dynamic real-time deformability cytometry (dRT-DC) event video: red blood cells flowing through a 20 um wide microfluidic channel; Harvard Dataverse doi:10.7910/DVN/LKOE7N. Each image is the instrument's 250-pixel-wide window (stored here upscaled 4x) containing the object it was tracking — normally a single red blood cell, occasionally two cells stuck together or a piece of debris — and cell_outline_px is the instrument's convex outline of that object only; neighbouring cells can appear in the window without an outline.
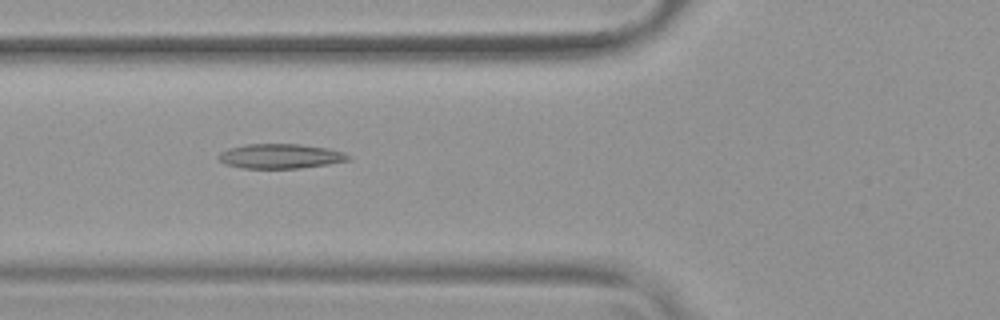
{"species": "common noctule bat (a hibernating species)", "species_latin": "Nyctalus noctula", "temperature_condition": "warm", "stored_images_in_passage": 33, "camera_frame_rate_fps": 3000, "um_per_image_px": 0.085, "animal": {"sex": "female", "body_mass_g": 19.9}, "frame": {"image": 1, "passage_image": 16, "time_ms": 5.0, "image_size_px": [1000, 320], "cell_outline_px": [[352, 160], [328, 164], [300, 168], [240, 168], [224, 164], [216, 156], [220, 152], [228, 148], [244, 144], [300, 144], [328, 148], [344, 152], [352, 156]], "centroid_in_image_um": [23.84, 13.27], "position_along_channel_um": 102.0, "area_um2": 18.9}}
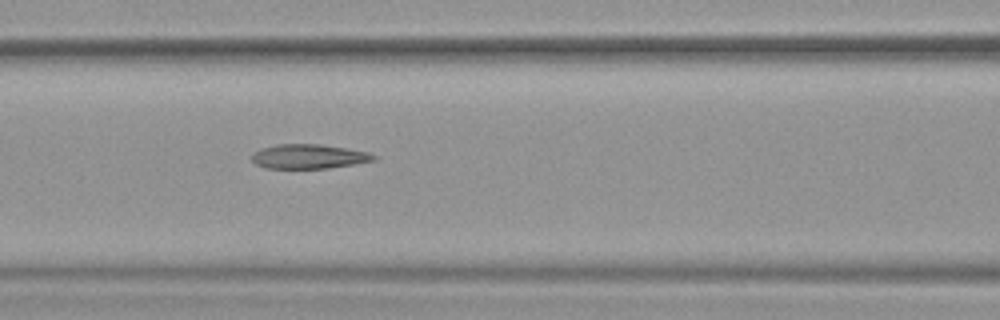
{"frame": {"image": 2, "passage_image": 19, "time_ms": 6.0, "image_size_px": [1000, 320], "cell_outline_px": [[380, 156], [376, 160], [328, 168], [264, 168], [256, 164], [252, 160], [252, 152], [260, 148], [276, 144], [320, 144], [348, 148], [368, 152]], "centroid_in_image_um": [26.25, 13.29], "position_along_channel_um": 140.4, "area_um2": 17.51}}
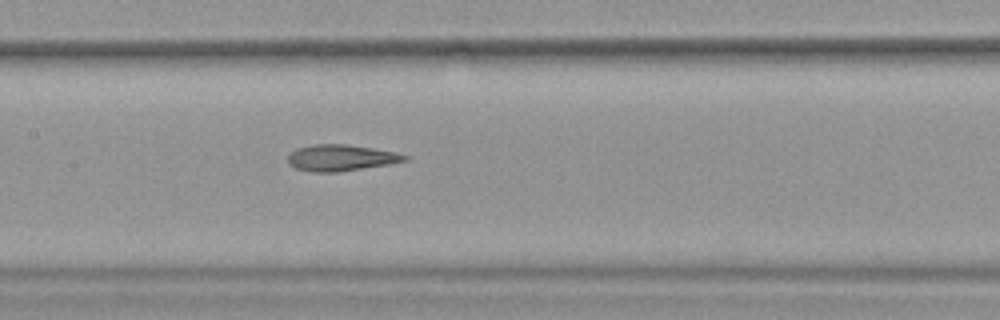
{"frame": {"image": 3, "passage_image": 22, "time_ms": 7.0, "image_size_px": [1000, 320], "cell_outline_px": [[408, 160], [388, 164], [336, 172], [312, 172], [296, 168], [288, 164], [288, 156], [296, 148], [312, 144], [348, 144], [396, 152], [408, 156]], "centroid_in_image_um": [28.95, 13.4], "position_along_channel_um": 178.4, "area_um2": 17.8}}